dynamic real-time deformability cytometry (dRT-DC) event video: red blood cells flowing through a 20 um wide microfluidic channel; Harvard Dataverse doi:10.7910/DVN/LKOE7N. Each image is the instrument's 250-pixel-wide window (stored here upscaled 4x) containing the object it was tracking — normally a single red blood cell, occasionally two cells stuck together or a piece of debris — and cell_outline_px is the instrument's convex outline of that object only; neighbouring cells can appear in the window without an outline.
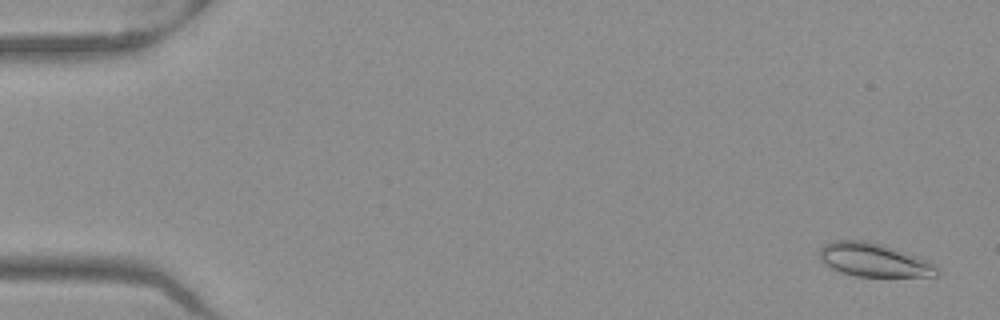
{"species": "Egyptian fruit bat (a non-hibernating species)", "species_latin": "Rousettus aegyptiacus", "temperature_condition": "warm", "stored_images_in_passage": 52, "camera_frame_rate_fps": 3000, "um_per_image_px": 0.085, "frame": {"image": 1, "passage_image": 2, "time_ms": 0.333, "image_size_px": [1000, 320], "cell_outline_px": [[940, 272], [936, 276], [856, 276], [840, 272], [824, 264], [820, 260], [820, 248], [824, 244], [832, 240], [868, 240], [928, 260], [936, 264], [940, 268]], "centroid_in_image_um": [74.28, 22.09], "position_along_channel_um": 10.7, "area_um2": 22.95}}
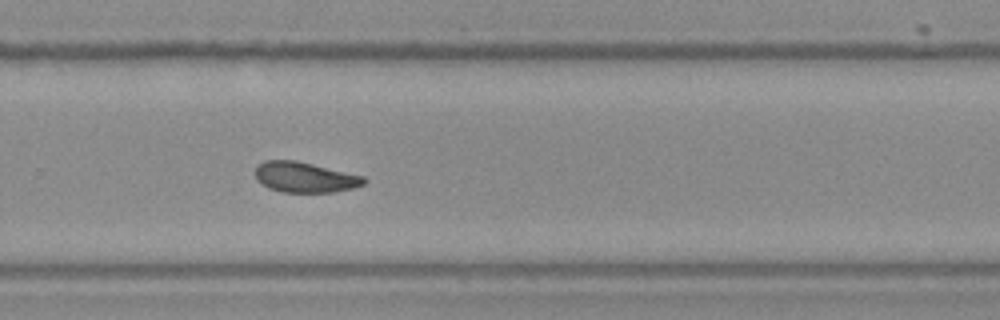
{"frame": {"image": 2, "passage_image": 35, "time_ms": 11.333, "image_size_px": [1000, 320], "cell_outline_px": [[368, 180], [364, 184], [352, 188], [332, 192], [284, 192], [268, 188], [260, 184], [256, 180], [256, 164], [264, 160], [296, 160], [364, 176]], "centroid_in_image_um": [25.88, 15.06], "position_along_channel_um": 303.9, "area_um2": 19.36}}
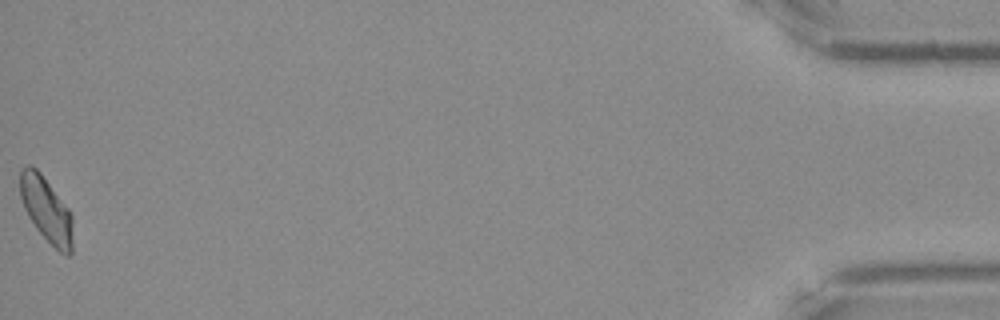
{"frame": {"image": 3, "passage_image": 52, "time_ms": 17.0, "image_size_px": [1000, 320], "cell_outline_px": [[72, 252], [68, 256], [64, 256], [36, 228], [28, 216], [24, 208], [20, 196], [20, 168], [28, 164], [32, 164], [40, 172], [68, 208], [72, 216]], "centroid_in_image_um": [3.93, 17.79], "position_along_channel_um": 431.3, "area_um2": 19.88}, "authors_computed_cell_mechanics": {"area_um2": 19.9988, "velocity_mm_per_s": 3.951, "shape_relaxation_time_tau1_ms": 6.2963, "shape_relaxation_time_tau2_ms": 4.3577, "deformation_change_tau1": 0.1335, "deformation_change_tau2": 0.0843}}